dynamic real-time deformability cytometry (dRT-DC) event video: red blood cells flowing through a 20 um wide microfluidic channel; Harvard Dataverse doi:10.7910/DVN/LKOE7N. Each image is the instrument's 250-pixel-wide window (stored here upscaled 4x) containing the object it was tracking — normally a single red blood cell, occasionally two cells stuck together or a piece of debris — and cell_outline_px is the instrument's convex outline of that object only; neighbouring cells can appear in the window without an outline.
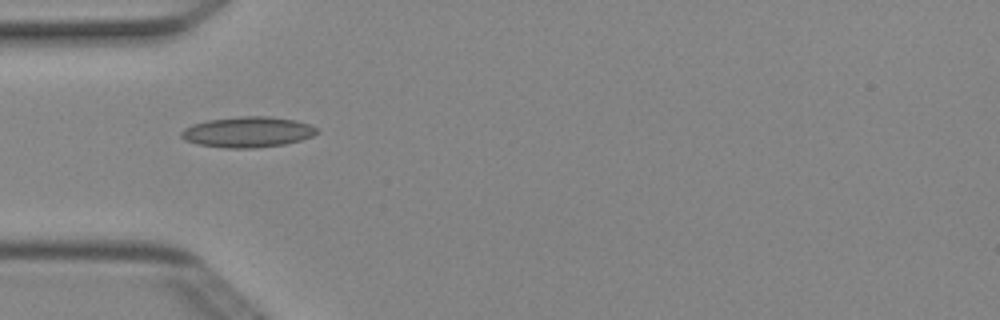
{"species": "Egyptian fruit bat (a non-hibernating species)", "species_latin": "Rousettus aegyptiacus", "temperature_condition": "cold", "stored_images_in_passage": 7, "camera_frame_rate_fps": 3000, "um_per_image_px": 0.085, "animal": {"sex": "female"}, "frame": {"image": 1, "passage_image": 4, "time_ms": 1.0, "image_size_px": [1000, 320], "cell_outline_px": [[316, 132], [312, 136], [300, 140], [284, 144], [256, 148], [224, 148], [196, 144], [184, 140], [180, 136], [180, 132], [184, 128], [192, 124], [208, 120], [240, 116], [268, 116], [296, 120], [308, 124], [316, 128]], "centroid_in_image_um": [20.99, 11.22], "position_along_channel_um": 64.0, "area_um2": 24.22}}
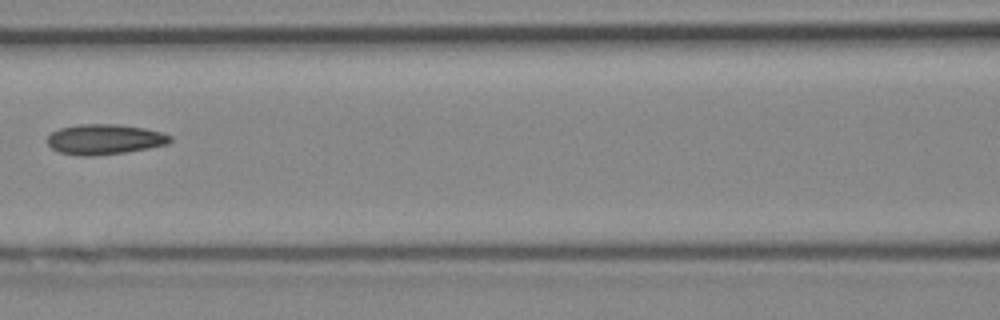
{"frame": {"image": 2, "passage_image": 6, "time_ms": 1.667, "image_size_px": [1000, 320], "cell_outline_px": [[172, 140], [168, 144], [148, 148], [124, 152], [92, 156], [80, 156], [56, 152], [48, 144], [48, 136], [52, 132], [60, 128], [80, 124], [116, 124], [144, 128], [160, 132], [172, 136]], "centroid_in_image_um": [8.87, 11.85], "position_along_channel_um": 157.7, "area_um2": 21.62}}
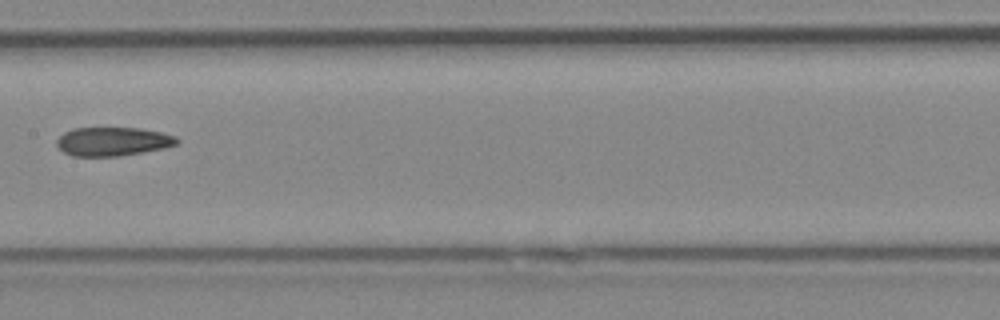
{"frame": {"image": 3, "passage_image": 7, "time_ms": 2.0, "image_size_px": [1000, 320], "cell_outline_px": [[180, 140], [176, 144], [164, 148], [120, 156], [72, 156], [64, 152], [56, 144], [56, 140], [64, 132], [72, 128], [140, 128], [160, 132], [176, 136]], "centroid_in_image_um": [9.58, 12.02], "position_along_channel_um": 197.8, "area_um2": 20.11}}